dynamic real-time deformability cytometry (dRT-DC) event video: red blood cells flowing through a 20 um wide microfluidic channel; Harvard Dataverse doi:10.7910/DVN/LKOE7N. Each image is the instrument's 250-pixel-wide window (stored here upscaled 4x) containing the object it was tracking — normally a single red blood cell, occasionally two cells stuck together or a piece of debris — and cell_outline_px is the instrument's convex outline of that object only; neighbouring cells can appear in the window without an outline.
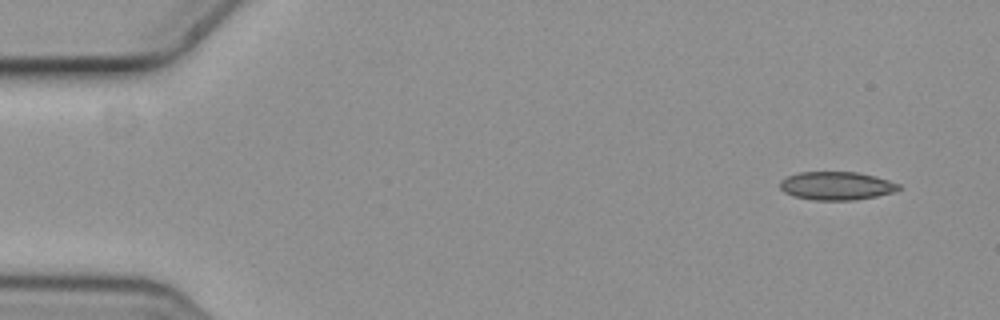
{"species": "common noctule bat (a hibernating species)", "species_latin": "Nyctalus noctula", "temperature_condition": "cold", "stored_images_in_passage": 4, "camera_frame_rate_fps": 3000, "um_per_image_px": 0.085, "animal": {"sex": "female", "body_mass_g": 19.3, "forearm_length_mm": 54.1}, "frame": {"image": 1, "passage_image": 1, "time_ms": 0.0, "image_size_px": [1000, 320], "cell_outline_px": [[900, 188], [892, 192], [876, 196], [852, 200], [816, 200], [792, 196], [784, 192], [780, 188], [780, 180], [788, 176], [800, 172], [856, 172], [876, 176], [900, 184]], "centroid_in_image_um": [71.08, 15.79], "position_along_channel_um": 13.9, "area_um2": 19.48}}
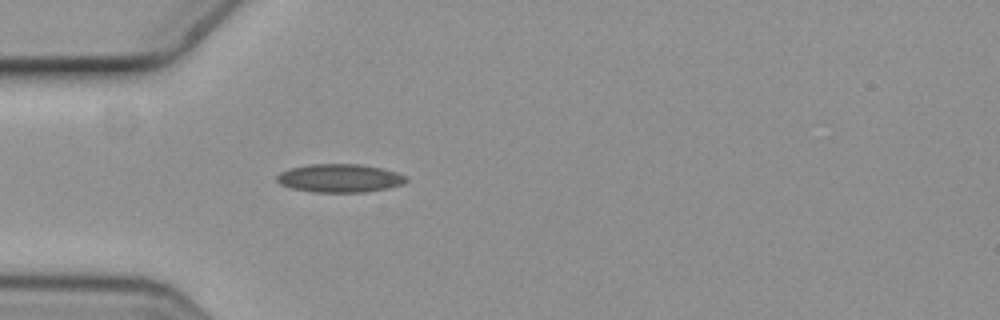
{"frame": {"image": 2, "passage_image": 4, "time_ms": 1.0, "image_size_px": [1000, 320], "cell_outline_px": [[408, 180], [404, 184], [388, 188], [364, 192], [312, 192], [292, 188], [280, 184], [276, 180], [276, 176], [280, 172], [288, 168], [308, 164], [360, 164], [380, 168], [396, 172], [408, 176]], "centroid_in_image_um": [28.87, 15.14], "position_along_channel_um": 56.1, "area_um2": 21.5}}